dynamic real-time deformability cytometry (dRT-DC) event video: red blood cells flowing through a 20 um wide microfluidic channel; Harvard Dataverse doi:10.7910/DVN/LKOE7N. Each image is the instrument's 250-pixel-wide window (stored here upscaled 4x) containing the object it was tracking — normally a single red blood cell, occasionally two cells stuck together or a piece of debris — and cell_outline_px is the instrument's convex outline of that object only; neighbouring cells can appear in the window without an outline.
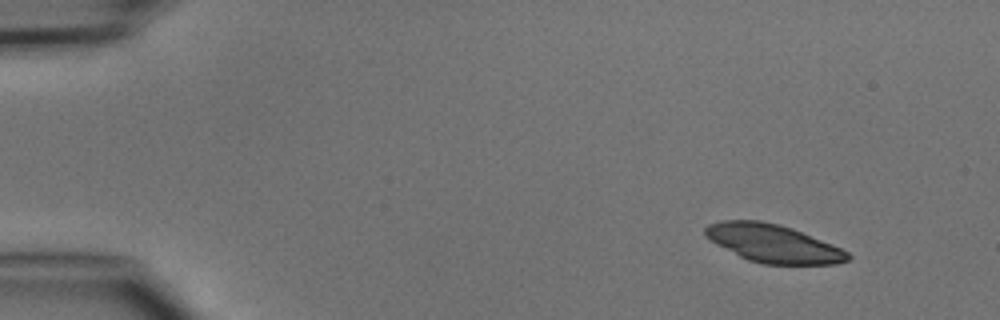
{"species": "common noctule bat (a hibernating species)", "species_latin": "Nyctalus noctula", "temperature_condition": "cold", "stored_images_in_passage": 5, "camera_frame_rate_fps": 3000, "um_per_image_px": 0.085, "animal": {"sex": "male", "body_mass_g": 15.6}, "frame": {"image": 1, "passage_image": 1, "time_ms": 0.0, "image_size_px": [1000, 320], "cell_outline_px": [[852, 256], [848, 260], [836, 264], [764, 264], [748, 260], [716, 244], [704, 236], [704, 228], [708, 224], [720, 220], [760, 220], [780, 224], [792, 228], [832, 244], [848, 252]], "centroid_in_image_um": [65.69, 20.68], "position_along_channel_um": 19.3, "area_um2": 31.62}}